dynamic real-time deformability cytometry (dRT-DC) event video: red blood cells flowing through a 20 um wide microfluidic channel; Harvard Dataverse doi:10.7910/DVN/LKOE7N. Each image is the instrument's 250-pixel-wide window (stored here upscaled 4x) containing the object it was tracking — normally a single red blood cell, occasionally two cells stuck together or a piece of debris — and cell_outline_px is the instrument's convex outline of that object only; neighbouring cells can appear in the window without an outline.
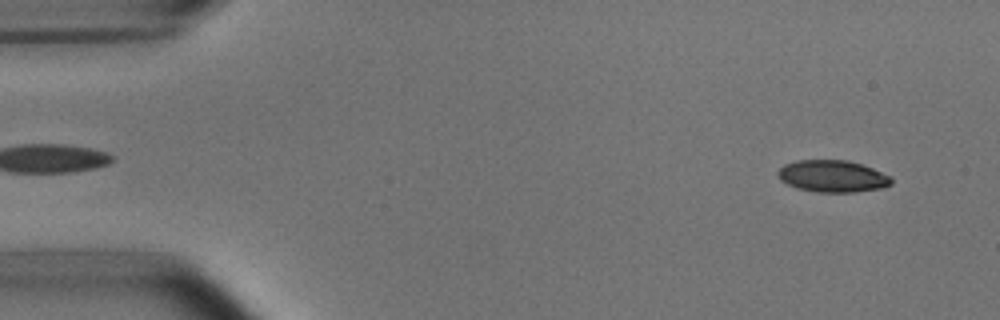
{"species": "common noctule bat (a hibernating species)", "species_latin": "Nyctalus noctula", "temperature_condition": "room temperature", "stored_images_in_passage": 52, "camera_frame_rate_fps": 3000, "um_per_image_px": 0.085, "animal": {"sex": "male", "body_mass_g": 15.6}, "frame": {"image": 1, "passage_image": 3, "time_ms": 0.667, "image_size_px": [1000, 320], "cell_outline_px": [[892, 184], [884, 188], [856, 192], [816, 192], [796, 188], [780, 180], [776, 172], [784, 164], [796, 160], [848, 160], [872, 168], [892, 176]], "centroid_in_image_um": [70.77, 14.98], "position_along_channel_um": 14.2, "area_um2": 21.33}}
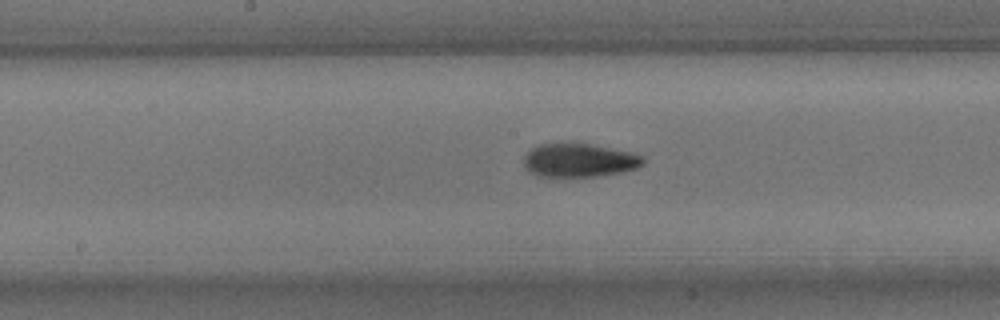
{"frame": {"image": 2, "passage_image": 26, "time_ms": 8.333, "image_size_px": [1000, 320], "cell_outline_px": [[644, 164], [636, 168], [620, 172], [596, 176], [540, 176], [532, 172], [524, 164], [524, 156], [532, 148], [540, 144], [592, 144], [632, 152], [644, 156]], "centroid_in_image_um": [49.28, 13.62], "position_along_channel_um": 198.9, "area_um2": 22.95}}
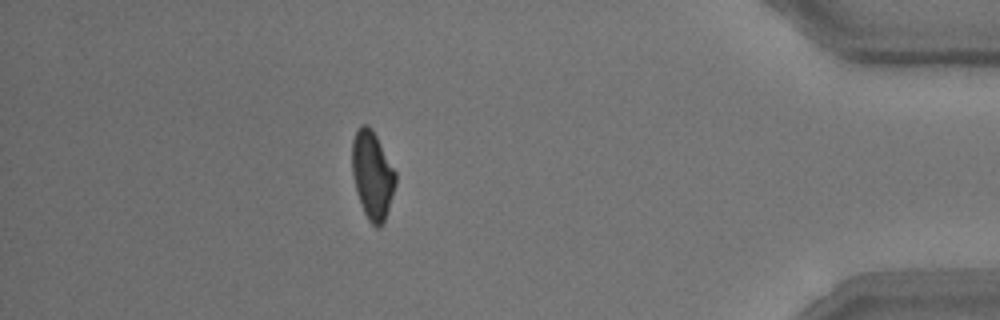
{"frame": {"image": 3, "passage_image": 46, "time_ms": 15.0, "image_size_px": [1000, 320], "cell_outline_px": [[396, 184], [384, 220], [376, 228], [368, 220], [364, 212], [356, 192], [352, 176], [352, 140], [360, 124], [368, 124], [372, 128], [396, 172]], "centroid_in_image_um": [31.63, 14.84], "position_along_channel_um": 403.6, "area_um2": 22.2}, "authors_computed_cell_mechanics": {"area_um2": 22.542, "velocity_mm_per_s": 3.753, "shape_relaxation_time_tau1_ms": 3.5646, "shape_relaxation_time_tau2_ms": 3.6862, "deformation_change_tau1": 0.1488, "deformation_change_tau2": 0.0855}}